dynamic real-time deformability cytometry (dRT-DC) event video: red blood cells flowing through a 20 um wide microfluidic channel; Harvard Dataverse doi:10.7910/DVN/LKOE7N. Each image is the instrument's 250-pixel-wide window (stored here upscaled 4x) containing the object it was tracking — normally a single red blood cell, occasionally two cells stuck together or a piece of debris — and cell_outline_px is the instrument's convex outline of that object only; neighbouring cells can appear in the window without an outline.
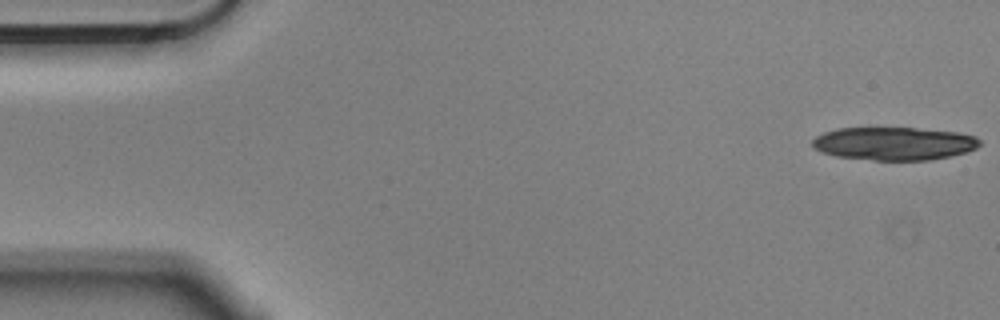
{"species": "Egyptian fruit bat (a non-hibernating species)", "species_latin": "Rousettus aegyptiacus", "temperature_condition": "cold", "stored_images_in_passage": 2, "camera_frame_rate_fps": 3000, "um_per_image_px": 0.085, "animal": {"sex": "male"}, "frame": {"image": 1, "passage_image": 1, "time_ms": 0.0, "image_size_px": [1000, 320], "cell_outline_px": [[980, 144], [976, 148], [968, 152], [952, 156], [928, 160], [872, 160], [836, 156], [820, 152], [812, 144], [812, 140], [816, 136], [824, 132], [840, 128], [916, 128], [956, 132], [976, 136], [980, 140]], "centroid_in_image_um": [76.01, 12.2], "position_along_channel_um": 9.0, "area_um2": 32.31}}